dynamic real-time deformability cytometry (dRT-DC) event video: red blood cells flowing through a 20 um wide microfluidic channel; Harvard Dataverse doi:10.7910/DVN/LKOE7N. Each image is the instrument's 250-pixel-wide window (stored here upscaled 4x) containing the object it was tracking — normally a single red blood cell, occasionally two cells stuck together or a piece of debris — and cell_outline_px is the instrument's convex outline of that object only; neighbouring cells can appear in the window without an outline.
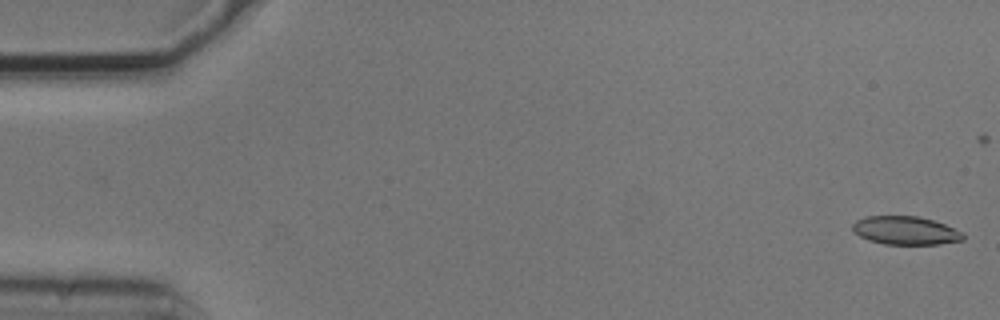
{"species": "common noctule bat (a hibernating species)", "species_latin": "Nyctalus noctula", "temperature_condition": "cold", "stored_images_in_passage": 6, "camera_frame_rate_fps": 3000, "um_per_image_px": 0.085, "animal": {"sex": "male", "body_mass_g": 20.5, "forearm_length_mm": 52.5}, "frame": {"image": 1, "passage_image": 1, "time_ms": 0.0, "image_size_px": [1000, 320], "cell_outline_px": [[964, 240], [940, 244], [884, 244], [868, 240], [852, 232], [852, 224], [856, 220], [864, 216], [920, 216], [944, 224], [964, 232]], "centroid_in_image_um": [76.95, 19.59], "position_along_channel_um": 8.0, "area_um2": 18.44}}